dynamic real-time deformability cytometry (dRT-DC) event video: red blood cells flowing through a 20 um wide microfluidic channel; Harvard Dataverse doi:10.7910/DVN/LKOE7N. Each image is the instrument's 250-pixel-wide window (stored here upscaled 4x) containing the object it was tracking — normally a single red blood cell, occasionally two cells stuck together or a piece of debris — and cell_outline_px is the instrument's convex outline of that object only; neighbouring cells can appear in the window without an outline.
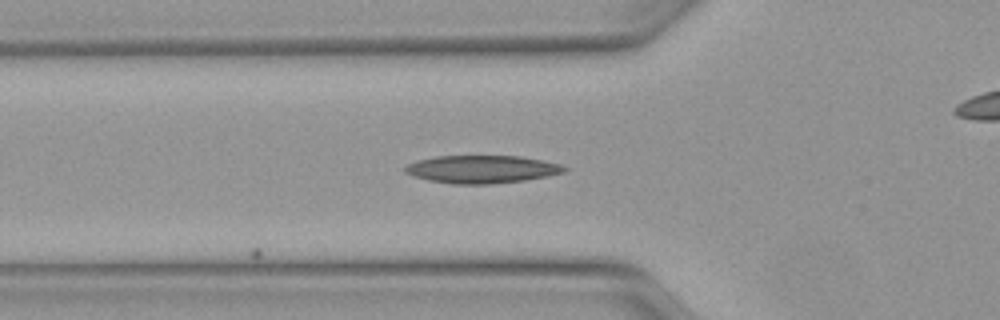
{"species": "Egyptian fruit bat (a non-hibernating species)", "species_latin": "Rousettus aegyptiacus", "temperature_condition": "warm", "stored_images_in_passage": 10, "camera_frame_rate_fps": 3000, "um_per_image_px": 0.085, "animal": {"sex": "female"}, "frame": {"image": 1, "passage_image": 10, "time_ms": 3.0, "image_size_px": [1000, 320], "cell_outline_px": [[568, 168], [564, 172], [548, 176], [524, 180], [488, 184], [452, 184], [428, 180], [412, 176], [404, 172], [404, 168], [408, 164], [416, 160], [436, 156], [520, 156], [560, 164]], "centroid_in_image_um": [40.91, 14.38], "position_along_channel_um": 84.9, "area_um2": 25.78}}